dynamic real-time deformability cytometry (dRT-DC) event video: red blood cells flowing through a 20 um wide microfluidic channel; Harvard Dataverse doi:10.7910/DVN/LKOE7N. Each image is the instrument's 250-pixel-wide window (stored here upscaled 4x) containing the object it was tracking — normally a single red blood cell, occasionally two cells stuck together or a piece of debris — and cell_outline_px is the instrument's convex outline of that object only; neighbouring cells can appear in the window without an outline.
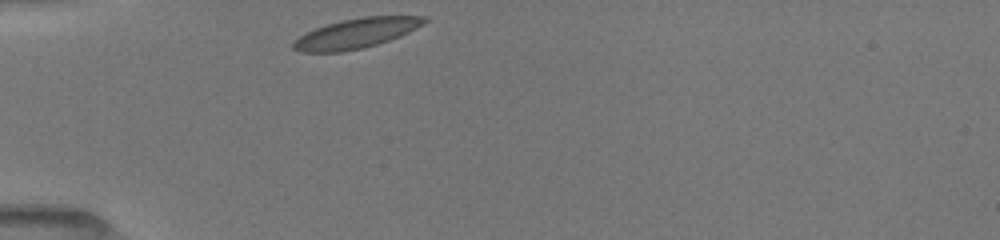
{"species": "common noctule bat (a hibernating species)", "species_latin": "Nyctalus noctula", "temperature_condition": "room temperature", "stored_images_in_passage": 17, "camera_frame_rate_fps": 3000, "um_per_image_px": 0.085, "animal": {"sex": "female", "body_mass_g": 19.5, "forearm_length_mm": 54.1}, "frame": {"image": 1, "passage_image": 1, "time_ms": 0.0, "image_size_px": [1000, 240], "cell_outline_px": [[428, 20], [424, 24], [400, 36], [376, 44], [360, 48], [340, 52], [300, 52], [292, 48], [292, 44], [300, 36], [316, 28], [340, 20], [364, 16], [428, 16]], "centroid_in_image_um": [30.3, 2.82], "position_along_channel_um": 54.7, "area_um2": 22.54}}
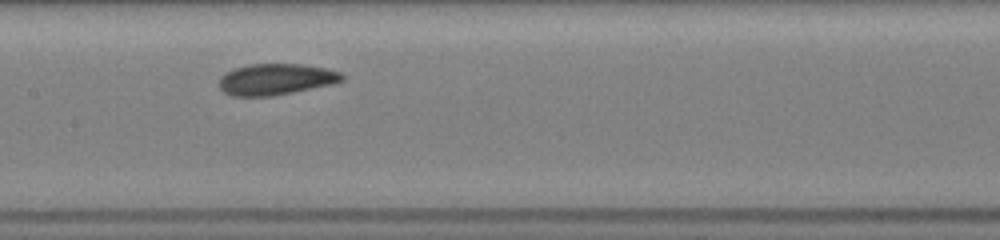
{"frame": {"image": 2, "passage_image": 10, "time_ms": 3.667, "image_size_px": [1000, 240], "cell_outline_px": [[344, 80], [332, 84], [272, 96], [232, 96], [224, 92], [220, 88], [220, 76], [236, 68], [248, 64], [300, 64], [324, 68], [340, 72], [344, 76]], "centroid_in_image_um": [23.45, 6.74], "position_along_channel_um": 184.0, "area_um2": 22.14}}
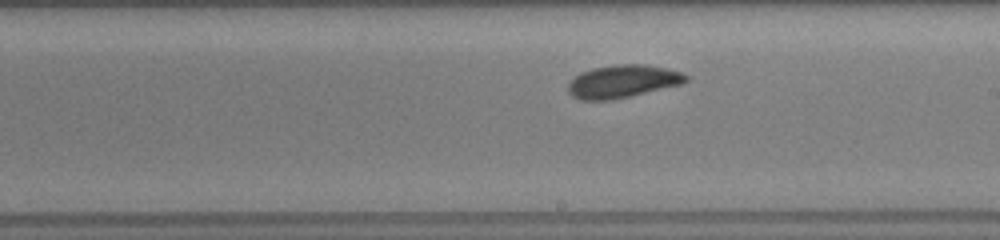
{"frame": {"image": 3, "passage_image": 14, "time_ms": 5.0, "image_size_px": [1000, 240], "cell_outline_px": [[688, 80], [684, 84], [612, 100], [580, 100], [572, 96], [568, 92], [568, 84], [580, 72], [592, 68], [616, 64], [644, 64], [664, 68], [680, 72], [688, 76]], "centroid_in_image_um": [52.93, 6.92], "position_along_channel_um": 236.1, "area_um2": 22.6}}